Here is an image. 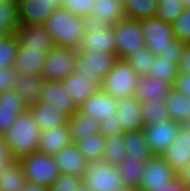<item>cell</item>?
<instances>
[{
  "mask_svg": "<svg viewBox=\"0 0 190 191\" xmlns=\"http://www.w3.org/2000/svg\"><path fill=\"white\" fill-rule=\"evenodd\" d=\"M53 157L60 172L63 174H70L83 178L87 172L88 162L85 160L84 155L79 151L78 146L74 143L71 146L63 148Z\"/></svg>",
  "mask_w": 190,
  "mask_h": 191,
  "instance_id": "20",
  "label": "cell"
},
{
  "mask_svg": "<svg viewBox=\"0 0 190 191\" xmlns=\"http://www.w3.org/2000/svg\"><path fill=\"white\" fill-rule=\"evenodd\" d=\"M24 112L26 111L0 110V135H4L15 122L16 118Z\"/></svg>",
  "mask_w": 190,
  "mask_h": 191,
  "instance_id": "47",
  "label": "cell"
},
{
  "mask_svg": "<svg viewBox=\"0 0 190 191\" xmlns=\"http://www.w3.org/2000/svg\"><path fill=\"white\" fill-rule=\"evenodd\" d=\"M141 113L144 126L170 120V112L165 101H144L142 102Z\"/></svg>",
  "mask_w": 190,
  "mask_h": 191,
  "instance_id": "35",
  "label": "cell"
},
{
  "mask_svg": "<svg viewBox=\"0 0 190 191\" xmlns=\"http://www.w3.org/2000/svg\"><path fill=\"white\" fill-rule=\"evenodd\" d=\"M158 0H124L127 19L143 20L156 17Z\"/></svg>",
  "mask_w": 190,
  "mask_h": 191,
  "instance_id": "32",
  "label": "cell"
},
{
  "mask_svg": "<svg viewBox=\"0 0 190 191\" xmlns=\"http://www.w3.org/2000/svg\"><path fill=\"white\" fill-rule=\"evenodd\" d=\"M18 48V40L14 34L0 39V70L14 66Z\"/></svg>",
  "mask_w": 190,
  "mask_h": 191,
  "instance_id": "37",
  "label": "cell"
},
{
  "mask_svg": "<svg viewBox=\"0 0 190 191\" xmlns=\"http://www.w3.org/2000/svg\"><path fill=\"white\" fill-rule=\"evenodd\" d=\"M170 119L182 125L189 121L190 98L172 88L165 99Z\"/></svg>",
  "mask_w": 190,
  "mask_h": 191,
  "instance_id": "30",
  "label": "cell"
},
{
  "mask_svg": "<svg viewBox=\"0 0 190 191\" xmlns=\"http://www.w3.org/2000/svg\"><path fill=\"white\" fill-rule=\"evenodd\" d=\"M183 125L189 130V133H190V121H188L187 123Z\"/></svg>",
  "mask_w": 190,
  "mask_h": 191,
  "instance_id": "56",
  "label": "cell"
},
{
  "mask_svg": "<svg viewBox=\"0 0 190 191\" xmlns=\"http://www.w3.org/2000/svg\"><path fill=\"white\" fill-rule=\"evenodd\" d=\"M28 110L35 118L42 132L58 126L68 125L70 119L67 113L44 101L31 105Z\"/></svg>",
  "mask_w": 190,
  "mask_h": 191,
  "instance_id": "19",
  "label": "cell"
},
{
  "mask_svg": "<svg viewBox=\"0 0 190 191\" xmlns=\"http://www.w3.org/2000/svg\"><path fill=\"white\" fill-rule=\"evenodd\" d=\"M123 135L105 137V155L103 160L117 165L126 157Z\"/></svg>",
  "mask_w": 190,
  "mask_h": 191,
  "instance_id": "38",
  "label": "cell"
},
{
  "mask_svg": "<svg viewBox=\"0 0 190 191\" xmlns=\"http://www.w3.org/2000/svg\"><path fill=\"white\" fill-rule=\"evenodd\" d=\"M117 102L118 99L109 96L101 89L92 94L78 110L101 122L114 118L117 112Z\"/></svg>",
  "mask_w": 190,
  "mask_h": 191,
  "instance_id": "16",
  "label": "cell"
},
{
  "mask_svg": "<svg viewBox=\"0 0 190 191\" xmlns=\"http://www.w3.org/2000/svg\"><path fill=\"white\" fill-rule=\"evenodd\" d=\"M117 55L95 51H78L75 72L84 75L97 90L102 89L103 79L112 70Z\"/></svg>",
  "mask_w": 190,
  "mask_h": 191,
  "instance_id": "4",
  "label": "cell"
},
{
  "mask_svg": "<svg viewBox=\"0 0 190 191\" xmlns=\"http://www.w3.org/2000/svg\"><path fill=\"white\" fill-rule=\"evenodd\" d=\"M17 75L14 67L0 70V93L14 89Z\"/></svg>",
  "mask_w": 190,
  "mask_h": 191,
  "instance_id": "45",
  "label": "cell"
},
{
  "mask_svg": "<svg viewBox=\"0 0 190 191\" xmlns=\"http://www.w3.org/2000/svg\"><path fill=\"white\" fill-rule=\"evenodd\" d=\"M83 186V178L61 173L49 187V191H80Z\"/></svg>",
  "mask_w": 190,
  "mask_h": 191,
  "instance_id": "41",
  "label": "cell"
},
{
  "mask_svg": "<svg viewBox=\"0 0 190 191\" xmlns=\"http://www.w3.org/2000/svg\"><path fill=\"white\" fill-rule=\"evenodd\" d=\"M76 145L87 162L103 160L105 155V136L101 133L85 137L78 141Z\"/></svg>",
  "mask_w": 190,
  "mask_h": 191,
  "instance_id": "34",
  "label": "cell"
},
{
  "mask_svg": "<svg viewBox=\"0 0 190 191\" xmlns=\"http://www.w3.org/2000/svg\"><path fill=\"white\" fill-rule=\"evenodd\" d=\"M0 110L27 111L28 107L13 89L0 93Z\"/></svg>",
  "mask_w": 190,
  "mask_h": 191,
  "instance_id": "43",
  "label": "cell"
},
{
  "mask_svg": "<svg viewBox=\"0 0 190 191\" xmlns=\"http://www.w3.org/2000/svg\"><path fill=\"white\" fill-rule=\"evenodd\" d=\"M145 164V161L137 162L132 156H126L116 165L121 172V177L126 187L139 188Z\"/></svg>",
  "mask_w": 190,
  "mask_h": 191,
  "instance_id": "33",
  "label": "cell"
},
{
  "mask_svg": "<svg viewBox=\"0 0 190 191\" xmlns=\"http://www.w3.org/2000/svg\"><path fill=\"white\" fill-rule=\"evenodd\" d=\"M72 144L73 141L69 133L68 125H62L41 133L38 151L49 156H54L63 148L71 146Z\"/></svg>",
  "mask_w": 190,
  "mask_h": 191,
  "instance_id": "22",
  "label": "cell"
},
{
  "mask_svg": "<svg viewBox=\"0 0 190 191\" xmlns=\"http://www.w3.org/2000/svg\"><path fill=\"white\" fill-rule=\"evenodd\" d=\"M179 74L190 75V44H186L177 63Z\"/></svg>",
  "mask_w": 190,
  "mask_h": 191,
  "instance_id": "50",
  "label": "cell"
},
{
  "mask_svg": "<svg viewBox=\"0 0 190 191\" xmlns=\"http://www.w3.org/2000/svg\"><path fill=\"white\" fill-rule=\"evenodd\" d=\"M83 182L91 191H116L125 186L117 166L104 160L87 163Z\"/></svg>",
  "mask_w": 190,
  "mask_h": 191,
  "instance_id": "6",
  "label": "cell"
},
{
  "mask_svg": "<svg viewBox=\"0 0 190 191\" xmlns=\"http://www.w3.org/2000/svg\"><path fill=\"white\" fill-rule=\"evenodd\" d=\"M100 133L105 137L123 135L124 131L121 130V125H119L118 122V116L115 115L114 118L102 120L100 122Z\"/></svg>",
  "mask_w": 190,
  "mask_h": 191,
  "instance_id": "46",
  "label": "cell"
},
{
  "mask_svg": "<svg viewBox=\"0 0 190 191\" xmlns=\"http://www.w3.org/2000/svg\"><path fill=\"white\" fill-rule=\"evenodd\" d=\"M173 88L184 96L190 98V75L179 74L175 80Z\"/></svg>",
  "mask_w": 190,
  "mask_h": 191,
  "instance_id": "49",
  "label": "cell"
},
{
  "mask_svg": "<svg viewBox=\"0 0 190 191\" xmlns=\"http://www.w3.org/2000/svg\"><path fill=\"white\" fill-rule=\"evenodd\" d=\"M163 158L176 174L190 163V133L184 125L179 129L176 139Z\"/></svg>",
  "mask_w": 190,
  "mask_h": 191,
  "instance_id": "17",
  "label": "cell"
},
{
  "mask_svg": "<svg viewBox=\"0 0 190 191\" xmlns=\"http://www.w3.org/2000/svg\"><path fill=\"white\" fill-rule=\"evenodd\" d=\"M86 33L78 51H95L116 55V37L113 26H105L95 17L85 18Z\"/></svg>",
  "mask_w": 190,
  "mask_h": 191,
  "instance_id": "9",
  "label": "cell"
},
{
  "mask_svg": "<svg viewBox=\"0 0 190 191\" xmlns=\"http://www.w3.org/2000/svg\"><path fill=\"white\" fill-rule=\"evenodd\" d=\"M42 131L29 110L20 114L10 129L2 135L15 159L38 151Z\"/></svg>",
  "mask_w": 190,
  "mask_h": 191,
  "instance_id": "2",
  "label": "cell"
},
{
  "mask_svg": "<svg viewBox=\"0 0 190 191\" xmlns=\"http://www.w3.org/2000/svg\"><path fill=\"white\" fill-rule=\"evenodd\" d=\"M156 55H153L149 49L145 48L125 58L128 65L137 73L138 76H148Z\"/></svg>",
  "mask_w": 190,
  "mask_h": 191,
  "instance_id": "39",
  "label": "cell"
},
{
  "mask_svg": "<svg viewBox=\"0 0 190 191\" xmlns=\"http://www.w3.org/2000/svg\"><path fill=\"white\" fill-rule=\"evenodd\" d=\"M123 140L126 155L132 156L137 162H147L153 156L143 129L124 132Z\"/></svg>",
  "mask_w": 190,
  "mask_h": 191,
  "instance_id": "27",
  "label": "cell"
},
{
  "mask_svg": "<svg viewBox=\"0 0 190 191\" xmlns=\"http://www.w3.org/2000/svg\"><path fill=\"white\" fill-rule=\"evenodd\" d=\"M71 93L66 90L62 81L45 80L40 94V101L54 105L57 109L67 113L70 117L79 109L71 98Z\"/></svg>",
  "mask_w": 190,
  "mask_h": 191,
  "instance_id": "15",
  "label": "cell"
},
{
  "mask_svg": "<svg viewBox=\"0 0 190 191\" xmlns=\"http://www.w3.org/2000/svg\"><path fill=\"white\" fill-rule=\"evenodd\" d=\"M62 82L66 90L72 94L71 98L74 99V102L79 107L97 91V89L89 83L86 76L78 74L75 71Z\"/></svg>",
  "mask_w": 190,
  "mask_h": 191,
  "instance_id": "28",
  "label": "cell"
},
{
  "mask_svg": "<svg viewBox=\"0 0 190 191\" xmlns=\"http://www.w3.org/2000/svg\"><path fill=\"white\" fill-rule=\"evenodd\" d=\"M20 25H45L56 10L62 9V0H17Z\"/></svg>",
  "mask_w": 190,
  "mask_h": 191,
  "instance_id": "12",
  "label": "cell"
},
{
  "mask_svg": "<svg viewBox=\"0 0 190 191\" xmlns=\"http://www.w3.org/2000/svg\"><path fill=\"white\" fill-rule=\"evenodd\" d=\"M78 49L55 45L46 55L44 80L63 81L75 71Z\"/></svg>",
  "mask_w": 190,
  "mask_h": 191,
  "instance_id": "8",
  "label": "cell"
},
{
  "mask_svg": "<svg viewBox=\"0 0 190 191\" xmlns=\"http://www.w3.org/2000/svg\"><path fill=\"white\" fill-rule=\"evenodd\" d=\"M27 179L19 159L0 172V191H22Z\"/></svg>",
  "mask_w": 190,
  "mask_h": 191,
  "instance_id": "29",
  "label": "cell"
},
{
  "mask_svg": "<svg viewBox=\"0 0 190 191\" xmlns=\"http://www.w3.org/2000/svg\"><path fill=\"white\" fill-rule=\"evenodd\" d=\"M80 191H91V190H89V189H87L85 186H83Z\"/></svg>",
  "mask_w": 190,
  "mask_h": 191,
  "instance_id": "57",
  "label": "cell"
},
{
  "mask_svg": "<svg viewBox=\"0 0 190 191\" xmlns=\"http://www.w3.org/2000/svg\"><path fill=\"white\" fill-rule=\"evenodd\" d=\"M46 52L34 48H18L14 68L18 74L25 76H43Z\"/></svg>",
  "mask_w": 190,
  "mask_h": 191,
  "instance_id": "21",
  "label": "cell"
},
{
  "mask_svg": "<svg viewBox=\"0 0 190 191\" xmlns=\"http://www.w3.org/2000/svg\"><path fill=\"white\" fill-rule=\"evenodd\" d=\"M141 107L142 102L135 96L118 99L116 115L121 130L129 132L143 129Z\"/></svg>",
  "mask_w": 190,
  "mask_h": 191,
  "instance_id": "18",
  "label": "cell"
},
{
  "mask_svg": "<svg viewBox=\"0 0 190 191\" xmlns=\"http://www.w3.org/2000/svg\"><path fill=\"white\" fill-rule=\"evenodd\" d=\"M159 191H189V190L184 185H182L181 180L177 178L172 183L165 186L162 190Z\"/></svg>",
  "mask_w": 190,
  "mask_h": 191,
  "instance_id": "52",
  "label": "cell"
},
{
  "mask_svg": "<svg viewBox=\"0 0 190 191\" xmlns=\"http://www.w3.org/2000/svg\"><path fill=\"white\" fill-rule=\"evenodd\" d=\"M116 191H139V190L136 188H129V187L124 186L122 188L117 189Z\"/></svg>",
  "mask_w": 190,
  "mask_h": 191,
  "instance_id": "54",
  "label": "cell"
},
{
  "mask_svg": "<svg viewBox=\"0 0 190 191\" xmlns=\"http://www.w3.org/2000/svg\"><path fill=\"white\" fill-rule=\"evenodd\" d=\"M22 191H49V187L27 181Z\"/></svg>",
  "mask_w": 190,
  "mask_h": 191,
  "instance_id": "53",
  "label": "cell"
},
{
  "mask_svg": "<svg viewBox=\"0 0 190 191\" xmlns=\"http://www.w3.org/2000/svg\"><path fill=\"white\" fill-rule=\"evenodd\" d=\"M139 80L140 76L128 65L125 59H118L112 70L103 79L102 90L115 99L132 97Z\"/></svg>",
  "mask_w": 190,
  "mask_h": 191,
  "instance_id": "5",
  "label": "cell"
},
{
  "mask_svg": "<svg viewBox=\"0 0 190 191\" xmlns=\"http://www.w3.org/2000/svg\"><path fill=\"white\" fill-rule=\"evenodd\" d=\"M69 133L74 144L100 133V121L77 110L69 119Z\"/></svg>",
  "mask_w": 190,
  "mask_h": 191,
  "instance_id": "26",
  "label": "cell"
},
{
  "mask_svg": "<svg viewBox=\"0 0 190 191\" xmlns=\"http://www.w3.org/2000/svg\"><path fill=\"white\" fill-rule=\"evenodd\" d=\"M45 28L55 45L79 49L86 33L85 19L65 9L56 10L48 18Z\"/></svg>",
  "mask_w": 190,
  "mask_h": 191,
  "instance_id": "3",
  "label": "cell"
},
{
  "mask_svg": "<svg viewBox=\"0 0 190 191\" xmlns=\"http://www.w3.org/2000/svg\"><path fill=\"white\" fill-rule=\"evenodd\" d=\"M113 32L118 59H125L146 48L139 21L126 18L113 25Z\"/></svg>",
  "mask_w": 190,
  "mask_h": 191,
  "instance_id": "10",
  "label": "cell"
},
{
  "mask_svg": "<svg viewBox=\"0 0 190 191\" xmlns=\"http://www.w3.org/2000/svg\"><path fill=\"white\" fill-rule=\"evenodd\" d=\"M92 3L94 9L90 16L105 26H113L127 18L122 0H94Z\"/></svg>",
  "mask_w": 190,
  "mask_h": 191,
  "instance_id": "24",
  "label": "cell"
},
{
  "mask_svg": "<svg viewBox=\"0 0 190 191\" xmlns=\"http://www.w3.org/2000/svg\"><path fill=\"white\" fill-rule=\"evenodd\" d=\"M20 25L17 0H4L0 2V39L14 34Z\"/></svg>",
  "mask_w": 190,
  "mask_h": 191,
  "instance_id": "31",
  "label": "cell"
},
{
  "mask_svg": "<svg viewBox=\"0 0 190 191\" xmlns=\"http://www.w3.org/2000/svg\"><path fill=\"white\" fill-rule=\"evenodd\" d=\"M178 75L179 71L176 63L168 59H161L160 56H155L148 76L164 80V82L169 83L173 87Z\"/></svg>",
  "mask_w": 190,
  "mask_h": 191,
  "instance_id": "36",
  "label": "cell"
},
{
  "mask_svg": "<svg viewBox=\"0 0 190 191\" xmlns=\"http://www.w3.org/2000/svg\"><path fill=\"white\" fill-rule=\"evenodd\" d=\"M19 160L28 182L50 187L61 174L54 157L39 151Z\"/></svg>",
  "mask_w": 190,
  "mask_h": 191,
  "instance_id": "7",
  "label": "cell"
},
{
  "mask_svg": "<svg viewBox=\"0 0 190 191\" xmlns=\"http://www.w3.org/2000/svg\"><path fill=\"white\" fill-rule=\"evenodd\" d=\"M177 179V174L163 156H152L141 174L139 191H159Z\"/></svg>",
  "mask_w": 190,
  "mask_h": 191,
  "instance_id": "11",
  "label": "cell"
},
{
  "mask_svg": "<svg viewBox=\"0 0 190 191\" xmlns=\"http://www.w3.org/2000/svg\"><path fill=\"white\" fill-rule=\"evenodd\" d=\"M182 124L164 120L157 124L144 126L145 137L153 156H163L176 139Z\"/></svg>",
  "mask_w": 190,
  "mask_h": 191,
  "instance_id": "13",
  "label": "cell"
},
{
  "mask_svg": "<svg viewBox=\"0 0 190 191\" xmlns=\"http://www.w3.org/2000/svg\"><path fill=\"white\" fill-rule=\"evenodd\" d=\"M177 178L181 180L182 185L190 190V163L180 170L177 174Z\"/></svg>",
  "mask_w": 190,
  "mask_h": 191,
  "instance_id": "51",
  "label": "cell"
},
{
  "mask_svg": "<svg viewBox=\"0 0 190 191\" xmlns=\"http://www.w3.org/2000/svg\"><path fill=\"white\" fill-rule=\"evenodd\" d=\"M184 3L185 8H190V0H181Z\"/></svg>",
  "mask_w": 190,
  "mask_h": 191,
  "instance_id": "55",
  "label": "cell"
},
{
  "mask_svg": "<svg viewBox=\"0 0 190 191\" xmlns=\"http://www.w3.org/2000/svg\"><path fill=\"white\" fill-rule=\"evenodd\" d=\"M19 48H34L48 53L55 46L52 36L48 33L45 25H19L15 29Z\"/></svg>",
  "mask_w": 190,
  "mask_h": 191,
  "instance_id": "14",
  "label": "cell"
},
{
  "mask_svg": "<svg viewBox=\"0 0 190 191\" xmlns=\"http://www.w3.org/2000/svg\"><path fill=\"white\" fill-rule=\"evenodd\" d=\"M174 37L179 41L190 42V8H185L182 15L173 23Z\"/></svg>",
  "mask_w": 190,
  "mask_h": 191,
  "instance_id": "42",
  "label": "cell"
},
{
  "mask_svg": "<svg viewBox=\"0 0 190 191\" xmlns=\"http://www.w3.org/2000/svg\"><path fill=\"white\" fill-rule=\"evenodd\" d=\"M173 87L164 80L155 77L141 76L134 96L141 102L165 101Z\"/></svg>",
  "mask_w": 190,
  "mask_h": 191,
  "instance_id": "23",
  "label": "cell"
},
{
  "mask_svg": "<svg viewBox=\"0 0 190 191\" xmlns=\"http://www.w3.org/2000/svg\"><path fill=\"white\" fill-rule=\"evenodd\" d=\"M139 24L146 48L153 55L177 64L187 43L174 37L173 24L164 22L157 17L139 20Z\"/></svg>",
  "mask_w": 190,
  "mask_h": 191,
  "instance_id": "1",
  "label": "cell"
},
{
  "mask_svg": "<svg viewBox=\"0 0 190 191\" xmlns=\"http://www.w3.org/2000/svg\"><path fill=\"white\" fill-rule=\"evenodd\" d=\"M184 10L185 6L181 0H158L156 17L164 22L173 24Z\"/></svg>",
  "mask_w": 190,
  "mask_h": 191,
  "instance_id": "40",
  "label": "cell"
},
{
  "mask_svg": "<svg viewBox=\"0 0 190 191\" xmlns=\"http://www.w3.org/2000/svg\"><path fill=\"white\" fill-rule=\"evenodd\" d=\"M44 83L45 80L41 76L35 75L28 77L23 74H18L14 90L21 97L26 106L30 107L40 101V94Z\"/></svg>",
  "mask_w": 190,
  "mask_h": 191,
  "instance_id": "25",
  "label": "cell"
},
{
  "mask_svg": "<svg viewBox=\"0 0 190 191\" xmlns=\"http://www.w3.org/2000/svg\"><path fill=\"white\" fill-rule=\"evenodd\" d=\"M93 1L94 0H62V9L85 19L90 16L94 9Z\"/></svg>",
  "mask_w": 190,
  "mask_h": 191,
  "instance_id": "44",
  "label": "cell"
},
{
  "mask_svg": "<svg viewBox=\"0 0 190 191\" xmlns=\"http://www.w3.org/2000/svg\"><path fill=\"white\" fill-rule=\"evenodd\" d=\"M12 152L9 150L8 145L4 141L2 135H0V172L7 168L9 164L14 161Z\"/></svg>",
  "mask_w": 190,
  "mask_h": 191,
  "instance_id": "48",
  "label": "cell"
}]
</instances>
